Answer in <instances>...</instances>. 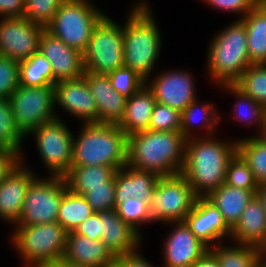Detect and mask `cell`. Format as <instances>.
Returning a JSON list of instances; mask_svg holds the SVG:
<instances>
[{
	"mask_svg": "<svg viewBox=\"0 0 266 267\" xmlns=\"http://www.w3.org/2000/svg\"><path fill=\"white\" fill-rule=\"evenodd\" d=\"M260 2L266 7V0H260Z\"/></svg>",
	"mask_w": 266,
	"mask_h": 267,
	"instance_id": "6f0895ef",
	"label": "cell"
},
{
	"mask_svg": "<svg viewBox=\"0 0 266 267\" xmlns=\"http://www.w3.org/2000/svg\"><path fill=\"white\" fill-rule=\"evenodd\" d=\"M192 267H220L215 254L208 251Z\"/></svg>",
	"mask_w": 266,
	"mask_h": 267,
	"instance_id": "681fc988",
	"label": "cell"
},
{
	"mask_svg": "<svg viewBox=\"0 0 266 267\" xmlns=\"http://www.w3.org/2000/svg\"><path fill=\"white\" fill-rule=\"evenodd\" d=\"M19 86V61L0 55V98L9 99Z\"/></svg>",
	"mask_w": 266,
	"mask_h": 267,
	"instance_id": "7bdbcfd3",
	"label": "cell"
},
{
	"mask_svg": "<svg viewBox=\"0 0 266 267\" xmlns=\"http://www.w3.org/2000/svg\"><path fill=\"white\" fill-rule=\"evenodd\" d=\"M15 124L27 137L45 122L60 118L55 110L54 86L23 87L21 85L8 99Z\"/></svg>",
	"mask_w": 266,
	"mask_h": 267,
	"instance_id": "9c48e42d",
	"label": "cell"
},
{
	"mask_svg": "<svg viewBox=\"0 0 266 267\" xmlns=\"http://www.w3.org/2000/svg\"><path fill=\"white\" fill-rule=\"evenodd\" d=\"M251 64H266V7L259 1L242 19Z\"/></svg>",
	"mask_w": 266,
	"mask_h": 267,
	"instance_id": "4316f807",
	"label": "cell"
},
{
	"mask_svg": "<svg viewBox=\"0 0 266 267\" xmlns=\"http://www.w3.org/2000/svg\"><path fill=\"white\" fill-rule=\"evenodd\" d=\"M220 11L242 14V19L260 0H202Z\"/></svg>",
	"mask_w": 266,
	"mask_h": 267,
	"instance_id": "ee69618b",
	"label": "cell"
},
{
	"mask_svg": "<svg viewBox=\"0 0 266 267\" xmlns=\"http://www.w3.org/2000/svg\"><path fill=\"white\" fill-rule=\"evenodd\" d=\"M25 0H0V18L23 17Z\"/></svg>",
	"mask_w": 266,
	"mask_h": 267,
	"instance_id": "c3c4849f",
	"label": "cell"
},
{
	"mask_svg": "<svg viewBox=\"0 0 266 267\" xmlns=\"http://www.w3.org/2000/svg\"><path fill=\"white\" fill-rule=\"evenodd\" d=\"M66 267H86V266H80L77 264H72V263L66 262Z\"/></svg>",
	"mask_w": 266,
	"mask_h": 267,
	"instance_id": "11a10c76",
	"label": "cell"
},
{
	"mask_svg": "<svg viewBox=\"0 0 266 267\" xmlns=\"http://www.w3.org/2000/svg\"><path fill=\"white\" fill-rule=\"evenodd\" d=\"M63 261L86 267H112L115 257L101 240L67 232Z\"/></svg>",
	"mask_w": 266,
	"mask_h": 267,
	"instance_id": "7402d4cb",
	"label": "cell"
},
{
	"mask_svg": "<svg viewBox=\"0 0 266 267\" xmlns=\"http://www.w3.org/2000/svg\"><path fill=\"white\" fill-rule=\"evenodd\" d=\"M73 140L71 166L104 165L116 170L127 164L128 136L118 124L83 123Z\"/></svg>",
	"mask_w": 266,
	"mask_h": 267,
	"instance_id": "277c9868",
	"label": "cell"
},
{
	"mask_svg": "<svg viewBox=\"0 0 266 267\" xmlns=\"http://www.w3.org/2000/svg\"><path fill=\"white\" fill-rule=\"evenodd\" d=\"M83 76L97 104L98 123L119 124L125 115L127 98L113 89L107 74L84 72Z\"/></svg>",
	"mask_w": 266,
	"mask_h": 267,
	"instance_id": "ffe728a7",
	"label": "cell"
},
{
	"mask_svg": "<svg viewBox=\"0 0 266 267\" xmlns=\"http://www.w3.org/2000/svg\"><path fill=\"white\" fill-rule=\"evenodd\" d=\"M154 77L152 81H146V85L158 103L182 112L197 99L195 81L189 72L166 70Z\"/></svg>",
	"mask_w": 266,
	"mask_h": 267,
	"instance_id": "5bb4252c",
	"label": "cell"
},
{
	"mask_svg": "<svg viewBox=\"0 0 266 267\" xmlns=\"http://www.w3.org/2000/svg\"><path fill=\"white\" fill-rule=\"evenodd\" d=\"M24 157L0 182V218L10 224L20 220L24 198L30 183L37 177L33 170L25 167Z\"/></svg>",
	"mask_w": 266,
	"mask_h": 267,
	"instance_id": "d6986e66",
	"label": "cell"
},
{
	"mask_svg": "<svg viewBox=\"0 0 266 267\" xmlns=\"http://www.w3.org/2000/svg\"><path fill=\"white\" fill-rule=\"evenodd\" d=\"M186 138L180 131H141L128 136L127 164L159 177L182 172Z\"/></svg>",
	"mask_w": 266,
	"mask_h": 267,
	"instance_id": "7a4b0ae2",
	"label": "cell"
},
{
	"mask_svg": "<svg viewBox=\"0 0 266 267\" xmlns=\"http://www.w3.org/2000/svg\"><path fill=\"white\" fill-rule=\"evenodd\" d=\"M24 138L15 124L9 100L0 98V148L14 150L22 157L21 147Z\"/></svg>",
	"mask_w": 266,
	"mask_h": 267,
	"instance_id": "d590c367",
	"label": "cell"
},
{
	"mask_svg": "<svg viewBox=\"0 0 266 267\" xmlns=\"http://www.w3.org/2000/svg\"><path fill=\"white\" fill-rule=\"evenodd\" d=\"M256 195L261 200L263 208L266 212V183L259 184Z\"/></svg>",
	"mask_w": 266,
	"mask_h": 267,
	"instance_id": "f907efd6",
	"label": "cell"
},
{
	"mask_svg": "<svg viewBox=\"0 0 266 267\" xmlns=\"http://www.w3.org/2000/svg\"><path fill=\"white\" fill-rule=\"evenodd\" d=\"M107 75L112 83L113 89L127 99L146 84V81L135 71L125 66L117 68Z\"/></svg>",
	"mask_w": 266,
	"mask_h": 267,
	"instance_id": "ab89813d",
	"label": "cell"
},
{
	"mask_svg": "<svg viewBox=\"0 0 266 267\" xmlns=\"http://www.w3.org/2000/svg\"><path fill=\"white\" fill-rule=\"evenodd\" d=\"M197 199L187 179L181 174L160 177L150 202L153 222L183 221Z\"/></svg>",
	"mask_w": 266,
	"mask_h": 267,
	"instance_id": "30bf717a",
	"label": "cell"
},
{
	"mask_svg": "<svg viewBox=\"0 0 266 267\" xmlns=\"http://www.w3.org/2000/svg\"><path fill=\"white\" fill-rule=\"evenodd\" d=\"M104 15L88 0H65L45 29L83 54L94 26Z\"/></svg>",
	"mask_w": 266,
	"mask_h": 267,
	"instance_id": "52a82bcc",
	"label": "cell"
},
{
	"mask_svg": "<svg viewBox=\"0 0 266 267\" xmlns=\"http://www.w3.org/2000/svg\"><path fill=\"white\" fill-rule=\"evenodd\" d=\"M160 177L128 164L115 171V205L121 199L139 198L150 206L152 194Z\"/></svg>",
	"mask_w": 266,
	"mask_h": 267,
	"instance_id": "cb8c5ba5",
	"label": "cell"
},
{
	"mask_svg": "<svg viewBox=\"0 0 266 267\" xmlns=\"http://www.w3.org/2000/svg\"><path fill=\"white\" fill-rule=\"evenodd\" d=\"M233 84L263 107L266 106V64H251Z\"/></svg>",
	"mask_w": 266,
	"mask_h": 267,
	"instance_id": "e575fe53",
	"label": "cell"
},
{
	"mask_svg": "<svg viewBox=\"0 0 266 267\" xmlns=\"http://www.w3.org/2000/svg\"><path fill=\"white\" fill-rule=\"evenodd\" d=\"M84 72L108 74L124 66L123 26L106 14L94 26L83 53Z\"/></svg>",
	"mask_w": 266,
	"mask_h": 267,
	"instance_id": "ba28073f",
	"label": "cell"
},
{
	"mask_svg": "<svg viewBox=\"0 0 266 267\" xmlns=\"http://www.w3.org/2000/svg\"><path fill=\"white\" fill-rule=\"evenodd\" d=\"M65 0H25L24 18L46 27Z\"/></svg>",
	"mask_w": 266,
	"mask_h": 267,
	"instance_id": "60d3db41",
	"label": "cell"
},
{
	"mask_svg": "<svg viewBox=\"0 0 266 267\" xmlns=\"http://www.w3.org/2000/svg\"><path fill=\"white\" fill-rule=\"evenodd\" d=\"M95 211L88 204L83 195L73 193L68 188L63 193L58 215L59 223L67 232L74 231L85 219Z\"/></svg>",
	"mask_w": 266,
	"mask_h": 267,
	"instance_id": "f546056e",
	"label": "cell"
},
{
	"mask_svg": "<svg viewBox=\"0 0 266 267\" xmlns=\"http://www.w3.org/2000/svg\"><path fill=\"white\" fill-rule=\"evenodd\" d=\"M263 138H266V106L263 108L262 128L259 134Z\"/></svg>",
	"mask_w": 266,
	"mask_h": 267,
	"instance_id": "f5cc1de1",
	"label": "cell"
},
{
	"mask_svg": "<svg viewBox=\"0 0 266 267\" xmlns=\"http://www.w3.org/2000/svg\"><path fill=\"white\" fill-rule=\"evenodd\" d=\"M55 84L51 63L40 51L19 62V85L34 87Z\"/></svg>",
	"mask_w": 266,
	"mask_h": 267,
	"instance_id": "4dcf8cb0",
	"label": "cell"
},
{
	"mask_svg": "<svg viewBox=\"0 0 266 267\" xmlns=\"http://www.w3.org/2000/svg\"><path fill=\"white\" fill-rule=\"evenodd\" d=\"M115 211L125 223L139 234L141 233V228H139L141 224L153 222L149 206L139 198L121 199L115 205Z\"/></svg>",
	"mask_w": 266,
	"mask_h": 267,
	"instance_id": "74e56055",
	"label": "cell"
},
{
	"mask_svg": "<svg viewBox=\"0 0 266 267\" xmlns=\"http://www.w3.org/2000/svg\"><path fill=\"white\" fill-rule=\"evenodd\" d=\"M214 36L207 51V72L219 85L233 84L251 65L246 28L238 19Z\"/></svg>",
	"mask_w": 266,
	"mask_h": 267,
	"instance_id": "5b68a950",
	"label": "cell"
},
{
	"mask_svg": "<svg viewBox=\"0 0 266 267\" xmlns=\"http://www.w3.org/2000/svg\"><path fill=\"white\" fill-rule=\"evenodd\" d=\"M156 103L153 92L145 84L126 100L125 115L118 127L127 136L148 130Z\"/></svg>",
	"mask_w": 266,
	"mask_h": 267,
	"instance_id": "d4e9b609",
	"label": "cell"
},
{
	"mask_svg": "<svg viewBox=\"0 0 266 267\" xmlns=\"http://www.w3.org/2000/svg\"><path fill=\"white\" fill-rule=\"evenodd\" d=\"M139 254L137 250L123 256L115 257L112 267H154V265L150 264L149 261Z\"/></svg>",
	"mask_w": 266,
	"mask_h": 267,
	"instance_id": "7dc6e473",
	"label": "cell"
},
{
	"mask_svg": "<svg viewBox=\"0 0 266 267\" xmlns=\"http://www.w3.org/2000/svg\"><path fill=\"white\" fill-rule=\"evenodd\" d=\"M220 267H256L262 259L261 249L236 243L228 247L220 244L210 247Z\"/></svg>",
	"mask_w": 266,
	"mask_h": 267,
	"instance_id": "1f68e13d",
	"label": "cell"
},
{
	"mask_svg": "<svg viewBox=\"0 0 266 267\" xmlns=\"http://www.w3.org/2000/svg\"><path fill=\"white\" fill-rule=\"evenodd\" d=\"M45 27L24 17L0 19V55L22 61L39 51Z\"/></svg>",
	"mask_w": 266,
	"mask_h": 267,
	"instance_id": "4fadbf2b",
	"label": "cell"
},
{
	"mask_svg": "<svg viewBox=\"0 0 266 267\" xmlns=\"http://www.w3.org/2000/svg\"><path fill=\"white\" fill-rule=\"evenodd\" d=\"M37 150L50 176H64L71 168L74 135L62 118H54L34 129Z\"/></svg>",
	"mask_w": 266,
	"mask_h": 267,
	"instance_id": "8fae6325",
	"label": "cell"
},
{
	"mask_svg": "<svg viewBox=\"0 0 266 267\" xmlns=\"http://www.w3.org/2000/svg\"><path fill=\"white\" fill-rule=\"evenodd\" d=\"M261 253H262V258L266 260V245L261 250Z\"/></svg>",
	"mask_w": 266,
	"mask_h": 267,
	"instance_id": "9f6ffc18",
	"label": "cell"
},
{
	"mask_svg": "<svg viewBox=\"0 0 266 267\" xmlns=\"http://www.w3.org/2000/svg\"><path fill=\"white\" fill-rule=\"evenodd\" d=\"M231 239L234 244L251 245L261 250L266 245V212L257 195L251 198L231 229Z\"/></svg>",
	"mask_w": 266,
	"mask_h": 267,
	"instance_id": "603a6c76",
	"label": "cell"
},
{
	"mask_svg": "<svg viewBox=\"0 0 266 267\" xmlns=\"http://www.w3.org/2000/svg\"><path fill=\"white\" fill-rule=\"evenodd\" d=\"M115 171L114 167L104 165L71 166L63 177L69 190L82 195L88 187L104 186Z\"/></svg>",
	"mask_w": 266,
	"mask_h": 267,
	"instance_id": "83f0119b",
	"label": "cell"
},
{
	"mask_svg": "<svg viewBox=\"0 0 266 267\" xmlns=\"http://www.w3.org/2000/svg\"><path fill=\"white\" fill-rule=\"evenodd\" d=\"M175 228L163 245L165 267H192L207 251L184 221L169 222Z\"/></svg>",
	"mask_w": 266,
	"mask_h": 267,
	"instance_id": "e0dca14e",
	"label": "cell"
},
{
	"mask_svg": "<svg viewBox=\"0 0 266 267\" xmlns=\"http://www.w3.org/2000/svg\"><path fill=\"white\" fill-rule=\"evenodd\" d=\"M181 112L170 106L156 103L154 106L149 130L156 132L180 131Z\"/></svg>",
	"mask_w": 266,
	"mask_h": 267,
	"instance_id": "b9f144b4",
	"label": "cell"
},
{
	"mask_svg": "<svg viewBox=\"0 0 266 267\" xmlns=\"http://www.w3.org/2000/svg\"><path fill=\"white\" fill-rule=\"evenodd\" d=\"M67 185L62 176L36 177L26 192L20 220L15 225H38L57 221Z\"/></svg>",
	"mask_w": 266,
	"mask_h": 267,
	"instance_id": "7c38bea8",
	"label": "cell"
},
{
	"mask_svg": "<svg viewBox=\"0 0 266 267\" xmlns=\"http://www.w3.org/2000/svg\"><path fill=\"white\" fill-rule=\"evenodd\" d=\"M237 152L248 163L257 182L266 183V138L259 135L239 138Z\"/></svg>",
	"mask_w": 266,
	"mask_h": 267,
	"instance_id": "d6a6232c",
	"label": "cell"
},
{
	"mask_svg": "<svg viewBox=\"0 0 266 267\" xmlns=\"http://www.w3.org/2000/svg\"><path fill=\"white\" fill-rule=\"evenodd\" d=\"M220 87L224 88L227 92L235 96L237 103L234 105V119L238 120L242 125H257L258 133L262 128L263 119V106L250 96L244 94L234 84H221Z\"/></svg>",
	"mask_w": 266,
	"mask_h": 267,
	"instance_id": "836d02e7",
	"label": "cell"
},
{
	"mask_svg": "<svg viewBox=\"0 0 266 267\" xmlns=\"http://www.w3.org/2000/svg\"><path fill=\"white\" fill-rule=\"evenodd\" d=\"M115 174L104 186L88 187L82 194L95 212L115 210Z\"/></svg>",
	"mask_w": 266,
	"mask_h": 267,
	"instance_id": "f35d334b",
	"label": "cell"
},
{
	"mask_svg": "<svg viewBox=\"0 0 266 267\" xmlns=\"http://www.w3.org/2000/svg\"><path fill=\"white\" fill-rule=\"evenodd\" d=\"M198 102V99L194 100L181 112L180 132L186 139L194 137L193 135L195 133L193 132V127L194 125H196L194 123L199 122L202 125V129L206 128L205 130H207V135L204 134L203 136L209 137L213 136V134L217 130L216 126L218 125L216 124H218L220 121V117L212 103H206L201 105Z\"/></svg>",
	"mask_w": 266,
	"mask_h": 267,
	"instance_id": "f1b7e54d",
	"label": "cell"
},
{
	"mask_svg": "<svg viewBox=\"0 0 266 267\" xmlns=\"http://www.w3.org/2000/svg\"><path fill=\"white\" fill-rule=\"evenodd\" d=\"M254 195L251 190L232 187L224 183L206 198L217 207L227 225L232 229Z\"/></svg>",
	"mask_w": 266,
	"mask_h": 267,
	"instance_id": "484cf974",
	"label": "cell"
},
{
	"mask_svg": "<svg viewBox=\"0 0 266 267\" xmlns=\"http://www.w3.org/2000/svg\"><path fill=\"white\" fill-rule=\"evenodd\" d=\"M133 6L123 26L124 66L148 81L158 61L162 40L149 5L139 1Z\"/></svg>",
	"mask_w": 266,
	"mask_h": 267,
	"instance_id": "3957f363",
	"label": "cell"
},
{
	"mask_svg": "<svg viewBox=\"0 0 266 267\" xmlns=\"http://www.w3.org/2000/svg\"><path fill=\"white\" fill-rule=\"evenodd\" d=\"M256 267H266V260L262 258Z\"/></svg>",
	"mask_w": 266,
	"mask_h": 267,
	"instance_id": "db71d44e",
	"label": "cell"
},
{
	"mask_svg": "<svg viewBox=\"0 0 266 267\" xmlns=\"http://www.w3.org/2000/svg\"><path fill=\"white\" fill-rule=\"evenodd\" d=\"M101 216V238L114 257L135 252L141 245V236L125 223L115 210L99 212Z\"/></svg>",
	"mask_w": 266,
	"mask_h": 267,
	"instance_id": "44dd1931",
	"label": "cell"
},
{
	"mask_svg": "<svg viewBox=\"0 0 266 267\" xmlns=\"http://www.w3.org/2000/svg\"><path fill=\"white\" fill-rule=\"evenodd\" d=\"M236 152L237 140L224 142L213 136L186 140L181 174L197 197H207L224 184L228 162Z\"/></svg>",
	"mask_w": 266,
	"mask_h": 267,
	"instance_id": "6da1fadb",
	"label": "cell"
},
{
	"mask_svg": "<svg viewBox=\"0 0 266 267\" xmlns=\"http://www.w3.org/2000/svg\"><path fill=\"white\" fill-rule=\"evenodd\" d=\"M75 233L86 236L92 240H100L101 238V216L99 212L93 213L85 219L74 230Z\"/></svg>",
	"mask_w": 266,
	"mask_h": 267,
	"instance_id": "f6af8a7d",
	"label": "cell"
},
{
	"mask_svg": "<svg viewBox=\"0 0 266 267\" xmlns=\"http://www.w3.org/2000/svg\"><path fill=\"white\" fill-rule=\"evenodd\" d=\"M39 51L51 63L56 82L76 79L84 75L83 54L66 45L46 29L40 36Z\"/></svg>",
	"mask_w": 266,
	"mask_h": 267,
	"instance_id": "ac0fdd59",
	"label": "cell"
},
{
	"mask_svg": "<svg viewBox=\"0 0 266 267\" xmlns=\"http://www.w3.org/2000/svg\"><path fill=\"white\" fill-rule=\"evenodd\" d=\"M15 226L11 242L22 261H25V267L62 260L67 231L59 223Z\"/></svg>",
	"mask_w": 266,
	"mask_h": 267,
	"instance_id": "8992f818",
	"label": "cell"
},
{
	"mask_svg": "<svg viewBox=\"0 0 266 267\" xmlns=\"http://www.w3.org/2000/svg\"><path fill=\"white\" fill-rule=\"evenodd\" d=\"M224 183L232 187L251 190L255 195L259 187L254 173L238 152L228 162Z\"/></svg>",
	"mask_w": 266,
	"mask_h": 267,
	"instance_id": "8d00e7d4",
	"label": "cell"
},
{
	"mask_svg": "<svg viewBox=\"0 0 266 267\" xmlns=\"http://www.w3.org/2000/svg\"><path fill=\"white\" fill-rule=\"evenodd\" d=\"M54 99L55 106L58 104L83 123H98L97 104L84 76L56 82Z\"/></svg>",
	"mask_w": 266,
	"mask_h": 267,
	"instance_id": "9a60e30c",
	"label": "cell"
},
{
	"mask_svg": "<svg viewBox=\"0 0 266 267\" xmlns=\"http://www.w3.org/2000/svg\"><path fill=\"white\" fill-rule=\"evenodd\" d=\"M19 162L20 155L17 152L8 148H0V182Z\"/></svg>",
	"mask_w": 266,
	"mask_h": 267,
	"instance_id": "bcb514c9",
	"label": "cell"
},
{
	"mask_svg": "<svg viewBox=\"0 0 266 267\" xmlns=\"http://www.w3.org/2000/svg\"><path fill=\"white\" fill-rule=\"evenodd\" d=\"M183 221L209 249L218 245V241L224 239L223 237L231 236V228L221 212L206 197H197L192 210Z\"/></svg>",
	"mask_w": 266,
	"mask_h": 267,
	"instance_id": "2e32d148",
	"label": "cell"
},
{
	"mask_svg": "<svg viewBox=\"0 0 266 267\" xmlns=\"http://www.w3.org/2000/svg\"><path fill=\"white\" fill-rule=\"evenodd\" d=\"M32 267H66V261L60 260L56 262L38 263Z\"/></svg>",
	"mask_w": 266,
	"mask_h": 267,
	"instance_id": "816d5d0a",
	"label": "cell"
}]
</instances>
